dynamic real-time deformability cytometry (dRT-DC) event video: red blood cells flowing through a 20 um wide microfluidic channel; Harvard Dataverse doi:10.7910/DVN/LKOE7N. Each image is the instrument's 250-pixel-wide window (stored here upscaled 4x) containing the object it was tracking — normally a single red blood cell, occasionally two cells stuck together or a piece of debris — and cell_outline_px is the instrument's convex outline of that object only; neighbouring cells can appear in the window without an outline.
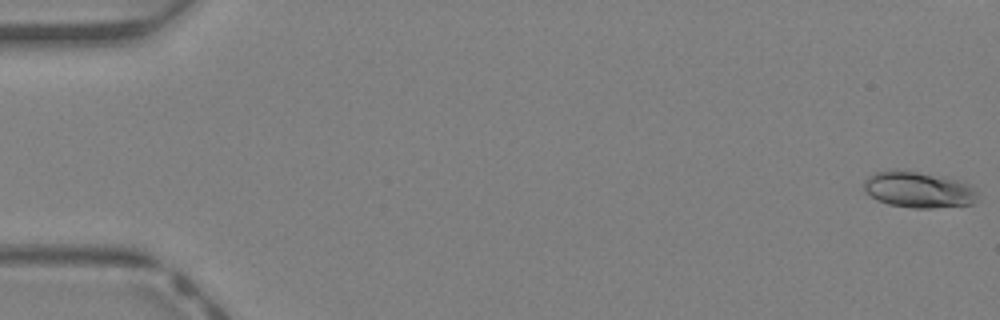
{"species": "Egyptian fruit bat (a non-hibernating species)", "species_latin": "Rousettus aegyptiacus", "temperature_condition": "warm", "stored_images_in_passage": 45, "camera_frame_rate_fps": 3000, "um_per_image_px": 0.085, "animal": {"sex": "female"}, "frame": {"image": 1, "passage_image": 1, "time_ms": 0.0, "image_size_px": [1000, 320], "cell_outline_px": [[976, 200], [972, 204], [932, 208], [912, 208], [888, 204], [876, 200], [864, 192], [864, 180], [868, 176], [876, 172], [888, 168], [896, 168], [960, 180], [972, 184], [976, 192]], "centroid_in_image_um": [78.02, 16.11], "position_along_channel_um": 7.0, "area_um2": 24.33}}
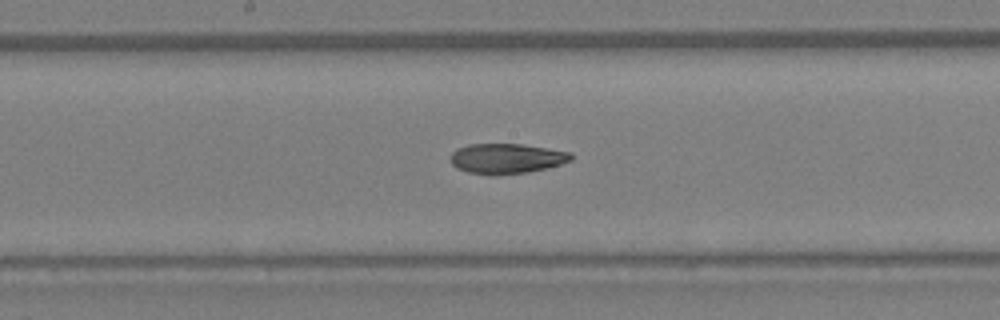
{"frame": {"image": 2, "passage_image": 24, "time_ms": 7.667, "image_size_px": [1000, 320], "cell_outline_px": [[572, 160], [548, 168], [528, 172], [496, 176], [468, 172], [456, 168], [452, 164], [448, 156], [456, 148], [468, 144], [520, 144], [572, 152]], "centroid_in_image_um": [43.02, 13.48], "position_along_channel_um": 205.2, "area_um2": 21.44}}
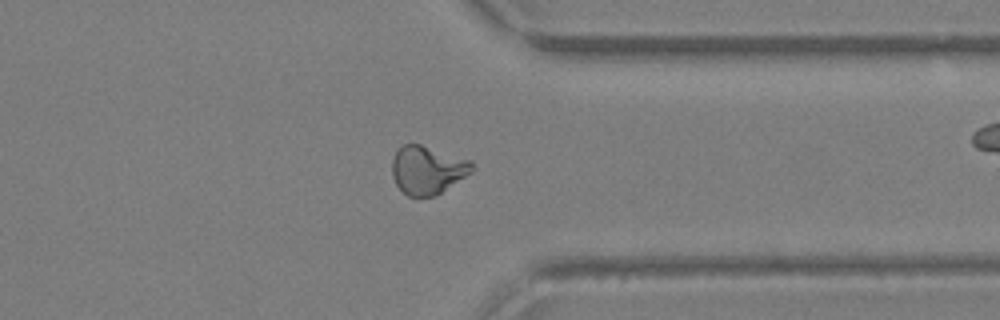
{"frame": {"image": 3, "passage_image": 35, "time_ms": 11.333, "image_size_px": [1000, 320], "cell_outline_px": [[476, 168], [472, 172], [436, 196], [408, 196], [396, 184], [392, 176], [392, 160], [396, 148], [404, 144], [420, 144], [472, 160]], "centroid_in_image_um": [36.35, 14.43], "position_along_channel_um": 375.1, "area_um2": 22.72}, "authors_computed_cell_mechanics": {"area_um2": 21.8484, "velocity_mm_per_s": 4.714, "shape_relaxation_time_tau1_ms": 8.4647, "shape_relaxation_time_tau2_ms": 2.9348, "deformation_change_tau1": 0.2597, "deformation_change_tau2": 0.0959}}